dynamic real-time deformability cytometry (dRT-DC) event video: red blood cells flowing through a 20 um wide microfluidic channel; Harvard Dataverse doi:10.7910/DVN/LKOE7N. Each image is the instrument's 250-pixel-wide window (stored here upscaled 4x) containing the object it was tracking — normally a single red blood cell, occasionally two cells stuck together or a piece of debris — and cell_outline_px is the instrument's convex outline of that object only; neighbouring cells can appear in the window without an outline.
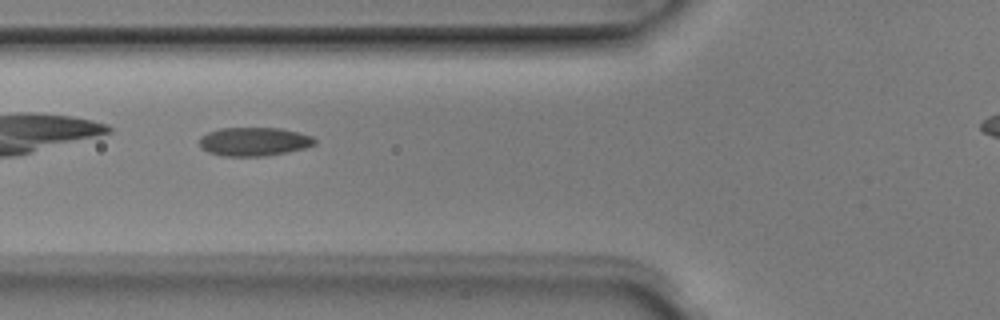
{"species": "Egyptian fruit bat (a non-hibernating species)", "species_latin": "Rousettus aegyptiacus", "temperature_condition": "room temperature", "stored_images_in_passage": 5, "camera_frame_rate_fps": 3000, "um_per_image_px": 0.085, "animal": {"sex": "male"}, "frame": {"image": 1, "passage_image": 3, "time_ms": 0.667, "image_size_px": [1000, 320], "cell_outline_px": [[316, 144], [304, 148], [288, 152], [264, 156], [220, 156], [208, 152], [200, 148], [200, 136], [208, 132], [220, 128], [280, 128], [312, 136], [316, 140]], "centroid_in_image_um": [21.57, 12.04], "position_along_channel_um": 104.2, "area_um2": 19.31}}
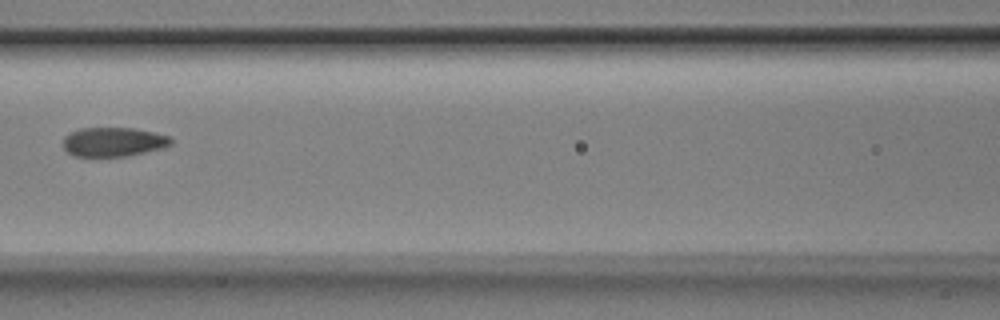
{"frame": {"image": 2, "passage_image": 4, "time_ms": 1.0, "image_size_px": [1000, 320], "cell_outline_px": [[172, 144], [164, 148], [128, 156], [76, 156], [68, 152], [64, 148], [64, 136], [80, 128], [132, 128], [172, 136]], "centroid_in_image_um": [9.68, 12.06], "position_along_channel_um": 156.9, "area_um2": 18.32}}
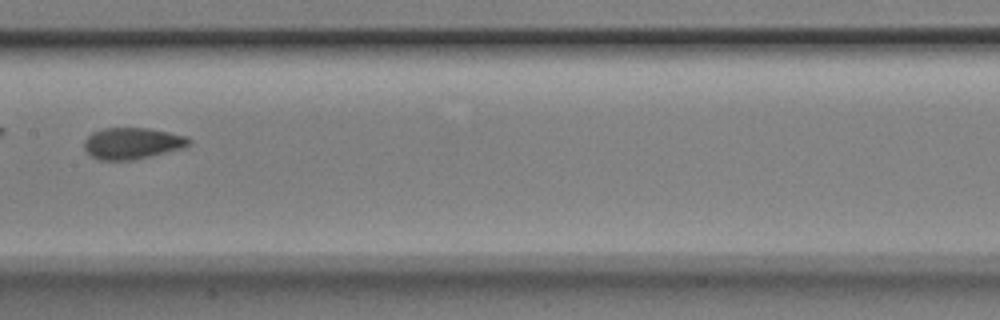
{"frame": {"image": 3, "passage_image": 5, "time_ms": 1.333, "image_size_px": [1000, 320], "cell_outline_px": [[192, 140], [184, 148], [132, 160], [100, 160], [92, 156], [84, 148], [84, 140], [92, 132], [104, 128], [148, 128], [188, 136]], "centroid_in_image_um": [11.24, 12.17], "position_along_channel_um": 196.2, "area_um2": 19.13}}